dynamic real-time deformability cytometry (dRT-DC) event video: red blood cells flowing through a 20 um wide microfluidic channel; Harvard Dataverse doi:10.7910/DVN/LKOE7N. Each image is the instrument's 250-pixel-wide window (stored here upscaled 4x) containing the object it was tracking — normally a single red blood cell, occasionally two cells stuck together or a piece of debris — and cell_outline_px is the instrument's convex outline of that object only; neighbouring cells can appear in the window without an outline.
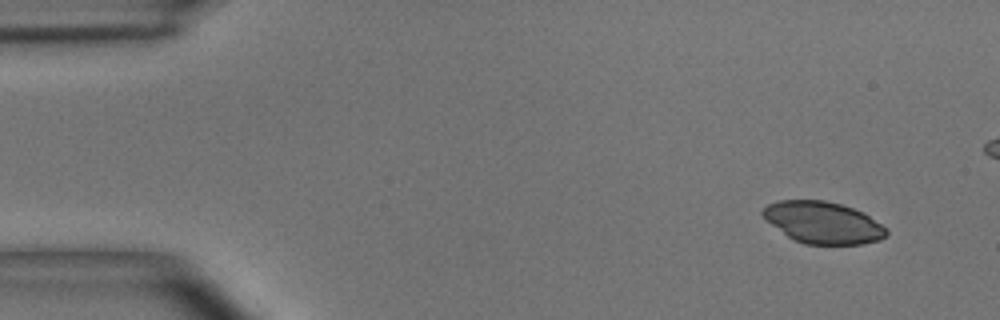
{"species": "common noctule bat (a hibernating species)", "species_latin": "Nyctalus noctula", "temperature_condition": "room temperature", "stored_images_in_passage": 5, "segment_of_instrument_passage": [1, 2], "camera_frame_rate_fps": 3000, "um_per_image_px": 0.085, "animal": {"sex": "male", "body_mass_g": 15.6}, "frame": {"image": 1, "passage_image": 1, "time_ms": 0.0, "image_size_px": [1000, 320], "cell_outline_px": [[888, 232], [880, 240], [860, 244], [804, 244], [788, 236], [764, 220], [760, 212], [768, 204], [780, 200], [824, 200], [840, 204], [852, 208], [868, 216], [888, 228]], "centroid_in_image_um": [69.92, 18.92], "position_along_channel_um": 15.1, "area_um2": 29.94}}